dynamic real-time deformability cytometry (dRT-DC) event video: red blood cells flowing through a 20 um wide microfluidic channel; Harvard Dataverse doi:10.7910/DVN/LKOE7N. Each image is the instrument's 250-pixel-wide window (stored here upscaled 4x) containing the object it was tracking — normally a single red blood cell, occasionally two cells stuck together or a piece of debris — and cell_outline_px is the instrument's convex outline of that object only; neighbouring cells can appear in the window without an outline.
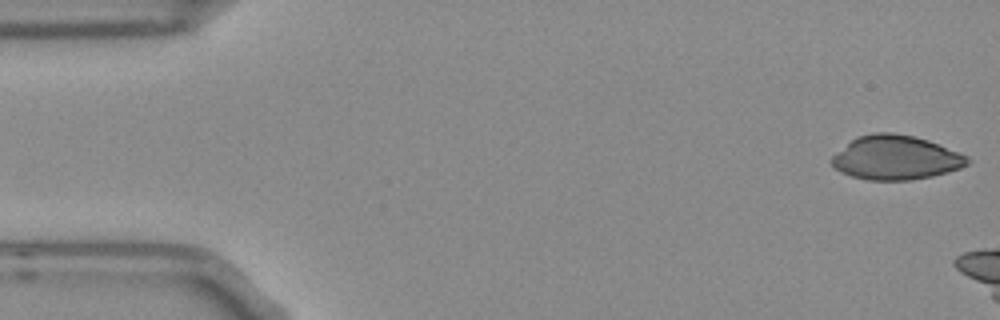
{"species": "Egyptian fruit bat (a non-hibernating species)", "species_latin": "Rousettus aegyptiacus", "temperature_condition": "room temperature", "stored_images_in_passage": 19, "camera_frame_rate_fps": 3000, "um_per_image_px": 0.085, "frame": {"image": 1, "passage_image": 1, "time_ms": 0.0, "image_size_px": [1000, 320], "cell_outline_px": [[972, 160], [968, 164], [960, 168], [948, 172], [932, 176], [912, 180], [868, 180], [852, 176], [840, 172], [828, 160], [832, 156], [856, 136], [872, 132], [892, 132], [916, 136], [940, 144], [968, 156]], "centroid_in_image_um": [76.15, 13.39], "position_along_channel_um": 8.9, "area_um2": 35.26}}
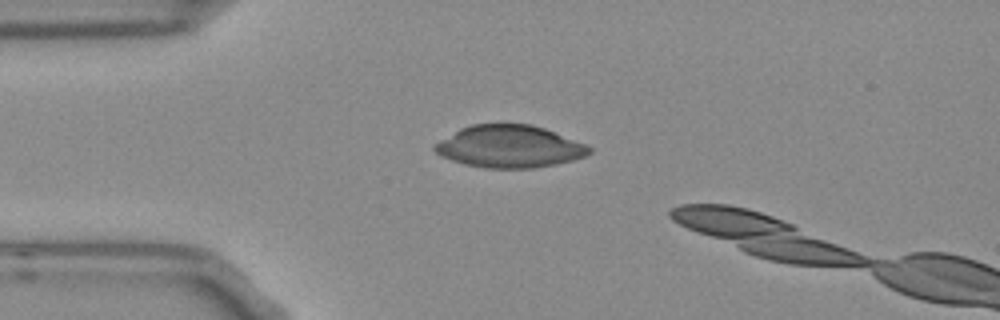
{"frame": {"image": 2, "passage_image": 12, "time_ms": 3.667, "image_size_px": [1000, 320], "cell_outline_px": [[592, 152], [588, 156], [556, 164], [536, 168], [484, 168], [464, 164], [440, 156], [432, 148], [432, 144], [460, 128], [472, 124], [532, 124], [544, 128], [588, 144], [592, 148]], "centroid_in_image_um": [43.32, 12.46], "position_along_channel_um": 41.7, "area_um2": 38.49}}
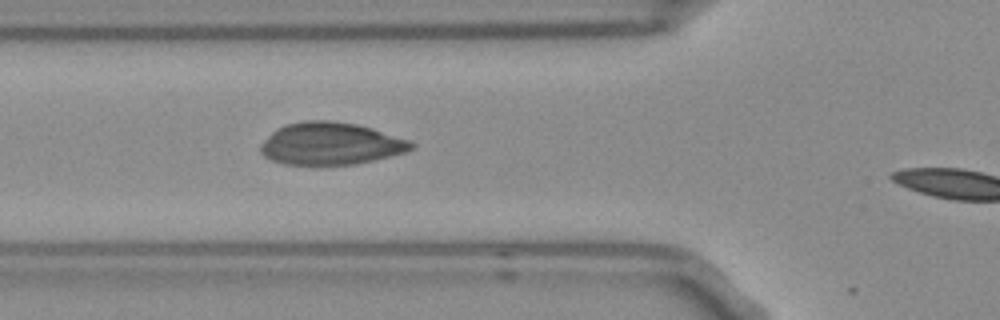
{"frame": {"image": 3, "passage_image": 18, "time_ms": 5.667, "image_size_px": [1000, 320], "cell_outline_px": [[416, 148], [408, 152], [356, 164], [320, 168], [316, 168], [284, 164], [272, 160], [264, 156], [260, 152], [260, 144], [272, 132], [284, 124], [308, 120], [328, 120], [356, 124], [372, 128], [408, 140], [416, 144]], "centroid_in_image_um": [28.09, 12.26], "position_along_channel_um": 97.7, "area_um2": 38.21}}